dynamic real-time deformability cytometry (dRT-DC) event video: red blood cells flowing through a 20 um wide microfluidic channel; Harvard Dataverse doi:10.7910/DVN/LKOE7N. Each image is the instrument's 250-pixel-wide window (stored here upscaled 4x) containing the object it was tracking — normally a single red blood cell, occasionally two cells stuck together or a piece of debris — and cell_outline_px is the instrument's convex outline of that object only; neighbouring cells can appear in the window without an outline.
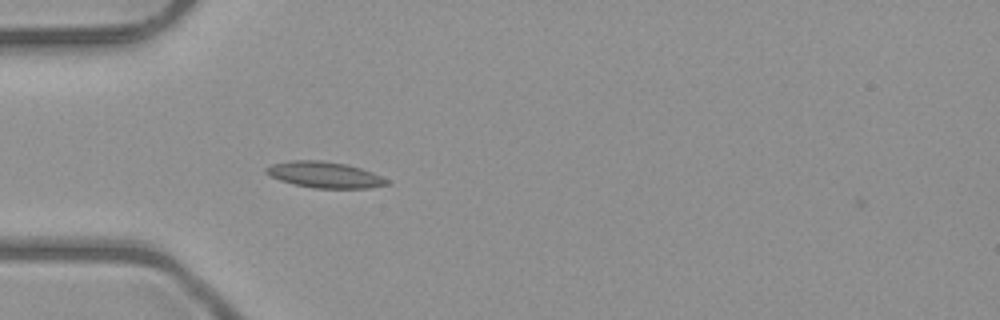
{"species": "common noctule bat (a hibernating species)", "species_latin": "Nyctalus noctula", "temperature_condition": "room temperature", "stored_images_in_passage": 2, "camera_frame_rate_fps": 3000, "um_per_image_px": 0.085, "animal": {"sex": "male", "body_mass_g": 23.1, "forearm_length_mm": 52.7}, "frame": {"image": 1, "passage_image": 1, "time_ms": 0.0, "image_size_px": [1000, 320], "cell_outline_px": [[392, 184], [372, 188], [312, 188], [292, 184], [268, 176], [264, 172], [264, 168], [272, 164], [288, 160], [320, 160], [348, 164], [372, 172], [388, 180]], "centroid_in_image_um": [27.56, 14.86], "position_along_channel_um": 57.4, "area_um2": 18.67}}